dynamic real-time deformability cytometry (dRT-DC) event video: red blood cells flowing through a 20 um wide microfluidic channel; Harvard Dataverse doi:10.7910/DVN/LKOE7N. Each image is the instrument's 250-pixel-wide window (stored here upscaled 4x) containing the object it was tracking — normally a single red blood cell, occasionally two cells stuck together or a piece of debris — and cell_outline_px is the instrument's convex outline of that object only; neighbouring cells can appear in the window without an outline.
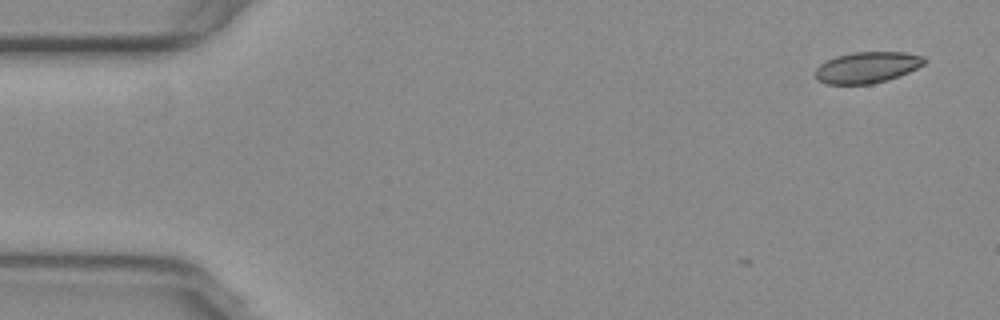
{"species": "common noctule bat (a hibernating species)", "species_latin": "Nyctalus noctula", "temperature_condition": "warm", "stored_images_in_passage": 4, "camera_frame_rate_fps": 3000, "um_per_image_px": 0.085, "animal": {"sex": "female", "body_mass_g": 29.2, "forearm_length_mm": 56.3}, "frame": {"image": 1, "passage_image": 1, "time_ms": 0.0, "image_size_px": [1000, 320], "cell_outline_px": [[928, 60], [924, 64], [908, 72], [888, 80], [872, 84], [824, 84], [816, 80], [816, 68], [820, 64], [836, 56], [852, 52], [904, 52], [924, 56]], "centroid_in_image_um": [73.71, 5.73], "position_along_channel_um": 11.3, "area_um2": 19.88}}